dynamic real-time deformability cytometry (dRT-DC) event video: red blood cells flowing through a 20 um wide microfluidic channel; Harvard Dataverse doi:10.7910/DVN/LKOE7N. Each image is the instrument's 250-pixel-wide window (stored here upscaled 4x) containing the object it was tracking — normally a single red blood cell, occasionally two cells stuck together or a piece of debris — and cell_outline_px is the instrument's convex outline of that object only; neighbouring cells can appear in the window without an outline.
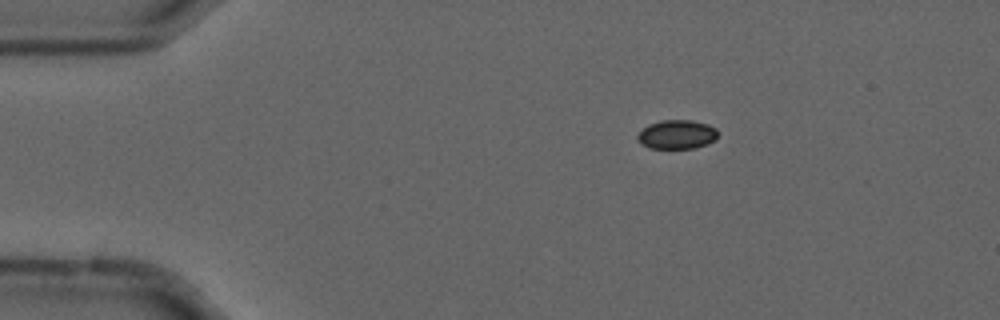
{"species": "common noctule bat (a hibernating species)", "species_latin": "Nyctalus noctula", "temperature_condition": "cold", "stored_images_in_passage": 39, "camera_frame_rate_fps": 3000, "um_per_image_px": 0.085, "animal": {"sex": "male", "forearm_length_mm": 52.5}, "frame": {"image": 1, "passage_image": 1, "time_ms": 0.0, "image_size_px": [1000, 320], "cell_outline_px": [[716, 140], [708, 144], [696, 148], [648, 148], [636, 136], [648, 124], [660, 120], [692, 120], [708, 124], [716, 128]], "centroid_in_image_um": [57.57, 11.42], "position_along_channel_um": 27.4, "area_um2": 13.53}}
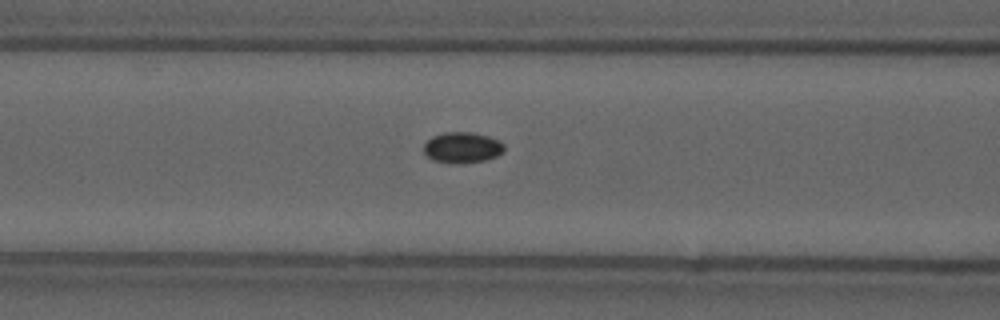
{"frame": {"image": 2, "passage_image": 14, "time_ms": 4.333, "image_size_px": [1000, 320], "cell_outline_px": [[504, 152], [496, 156], [484, 160], [432, 160], [424, 152], [424, 144], [432, 136], [444, 132], [472, 132], [488, 136], [504, 144]], "centroid_in_image_um": [39.3, 12.47], "position_along_channel_um": 127.3, "area_um2": 13.64}}
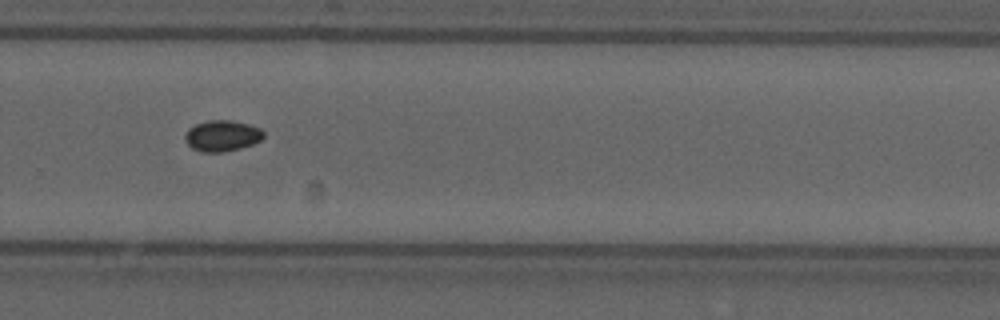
{"frame": {"image": 3, "passage_image": 29, "time_ms": 9.333, "image_size_px": [1000, 320], "cell_outline_px": [[264, 136], [260, 140], [252, 144], [240, 148], [224, 152], [204, 152], [192, 148], [188, 144], [184, 136], [188, 128], [196, 124], [208, 120], [232, 120], [248, 124], [260, 128], [264, 132]], "centroid_in_image_um": [18.88, 11.53], "position_along_channel_um": 310.9, "area_um2": 14.16}}